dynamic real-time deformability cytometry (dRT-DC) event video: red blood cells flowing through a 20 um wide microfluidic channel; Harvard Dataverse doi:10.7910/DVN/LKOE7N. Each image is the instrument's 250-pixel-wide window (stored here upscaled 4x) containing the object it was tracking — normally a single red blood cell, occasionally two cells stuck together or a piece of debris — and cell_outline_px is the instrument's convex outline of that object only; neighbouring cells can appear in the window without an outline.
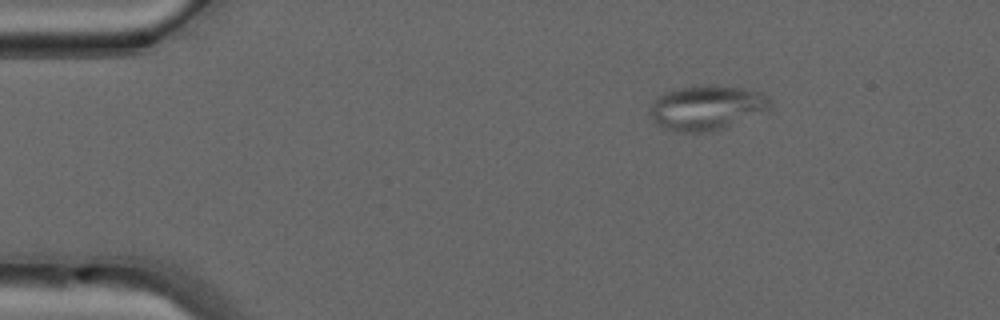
{"species": "common noctule bat (a hibernating species)", "species_latin": "Nyctalus noctula", "temperature_condition": "warm", "stored_images_in_passage": 43, "camera_frame_rate_fps": 3000, "um_per_image_px": 0.085, "animal": {"sex": "male", "forearm_length_mm": 52.5}, "frame": {"image": 1, "passage_image": 1, "time_ms": 0.0, "image_size_px": [1000, 320], "cell_outline_px": [[772, 104], [768, 108], [724, 128], [712, 132], [676, 132], [656, 124], [648, 116], [648, 112], [656, 96], [664, 92], [680, 88], [708, 84], [752, 88], [764, 92], [772, 100]], "centroid_in_image_um": [60.04, 9.13], "position_along_channel_um": 25.0, "area_um2": 31.67}}
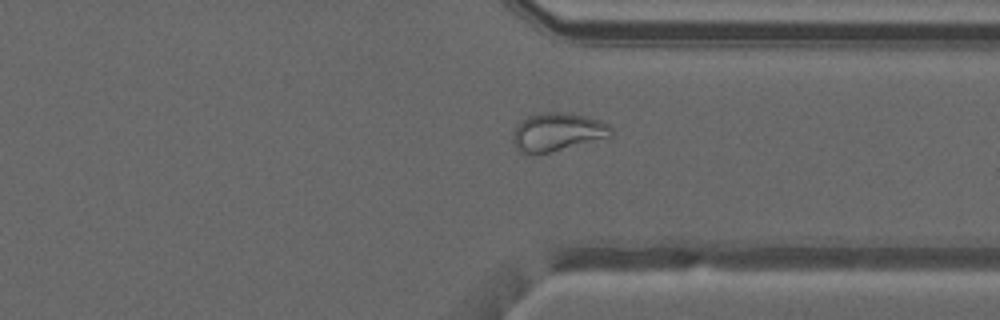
{"frame": {"image": 2, "passage_image": 31, "time_ms": 10.0, "image_size_px": [1000, 320], "cell_outline_px": [[612, 136], [548, 152], [520, 152], [512, 144], [512, 136], [520, 120], [528, 116], [540, 112], [568, 112], [600, 120], [608, 124], [612, 128]], "centroid_in_image_um": [47.37, 11.19], "position_along_channel_um": 364.0, "area_um2": 21.62}}
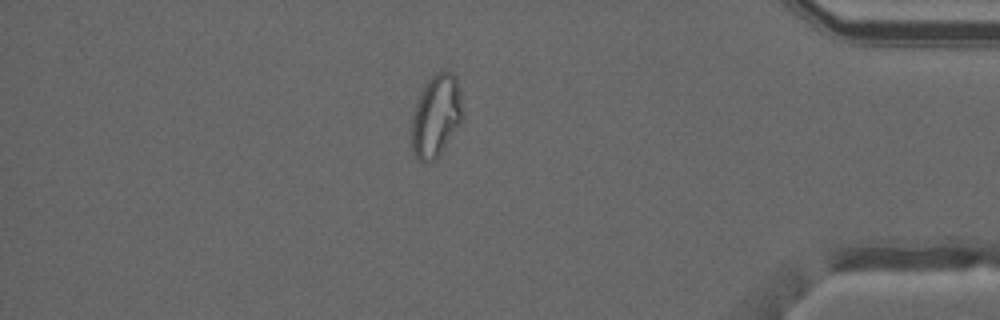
{"frame": {"image": 3, "passage_image": 36, "time_ms": 11.667, "image_size_px": [1000, 320], "cell_outline_px": [[464, 116], [460, 124], [440, 156], [436, 160], [424, 164], [416, 160], [412, 152], [412, 112], [416, 100], [424, 84], [436, 72], [452, 72], [456, 76], [460, 92], [464, 112]], "centroid_in_image_um": [37.06, 9.9], "position_along_channel_um": 398.1, "area_um2": 25.2}, "authors_computed_cell_mechanics": {"area_um2": 24.854, "velocity_mm_per_s": 4.1316, "shape_relaxation_time_tau1_ms": null, "shape_relaxation_time_tau2_ms": 1.2775, "deformation_change_tau1": null, "deformation_change_tau2": 0.0629}}